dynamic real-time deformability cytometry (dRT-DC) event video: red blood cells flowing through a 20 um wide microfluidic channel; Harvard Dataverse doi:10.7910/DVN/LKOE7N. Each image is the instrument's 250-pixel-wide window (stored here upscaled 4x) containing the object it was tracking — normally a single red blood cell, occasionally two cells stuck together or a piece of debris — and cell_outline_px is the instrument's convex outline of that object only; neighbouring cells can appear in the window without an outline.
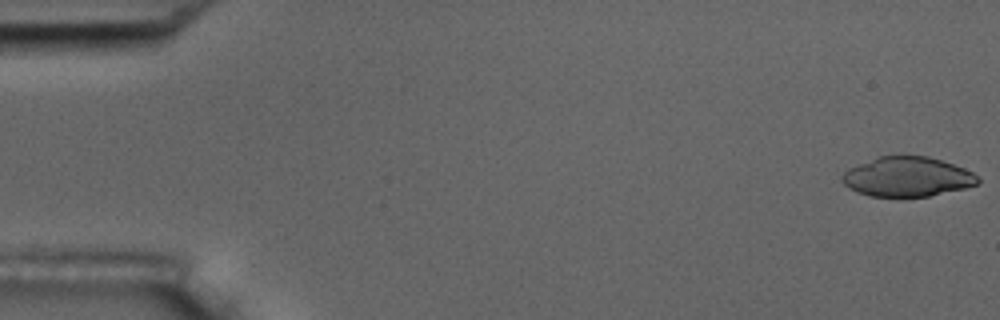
{"species": "common noctule bat (a hibernating species)", "species_latin": "Nyctalus noctula", "temperature_condition": "room temperature", "stored_images_in_passage": 50, "camera_frame_rate_fps": 3000, "um_per_image_px": 0.085, "animal": {"sex": "male", "body_mass_g": 17.5, "forearm_length_mm": 52.3}, "frame": {"image": 1, "passage_image": 1, "time_ms": 0.0, "image_size_px": [1000, 320], "cell_outline_px": [[980, 184], [964, 188], [928, 196], [872, 196], [856, 192], [848, 188], [844, 184], [840, 176], [848, 168], [880, 156], [928, 156], [964, 168], [972, 172], [980, 180]], "centroid_in_image_um": [77.1, 15.03], "position_along_channel_um": 7.9, "area_um2": 31.1}}